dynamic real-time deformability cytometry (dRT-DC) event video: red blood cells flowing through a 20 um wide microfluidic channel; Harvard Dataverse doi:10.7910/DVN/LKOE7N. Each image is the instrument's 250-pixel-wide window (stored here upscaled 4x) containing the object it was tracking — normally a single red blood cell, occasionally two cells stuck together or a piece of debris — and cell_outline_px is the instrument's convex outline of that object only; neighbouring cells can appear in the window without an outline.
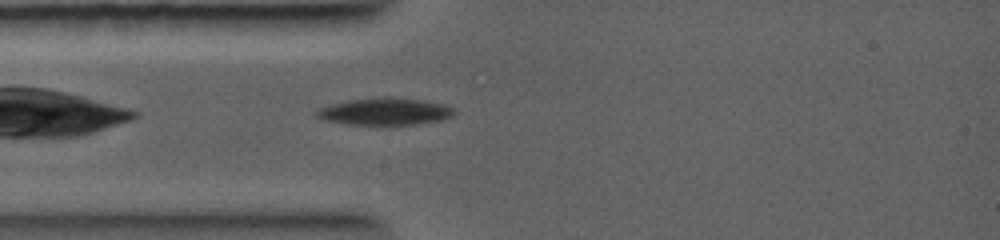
{"species": "common noctule bat (a hibernating species)", "species_latin": "Nyctalus noctula", "temperature_condition": "warm", "stored_images_in_passage": 1, "camera_frame_rate_fps": 5000, "um_per_image_px": 0.085, "animal": {"sex": "female", "body_mass_g": 19.0, "forearm_length_mm": 56.7}, "frame": {"image": 1, "passage_image": 1, "time_ms": 0.0, "image_size_px": [1000, 240], "cell_outline_px": [[456, 112], [452, 116], [440, 120], [416, 124], [388, 128], [348, 124], [324, 120], [316, 116], [312, 112], [316, 108], [328, 104], [348, 100], [380, 96], [392, 96], [424, 100], [444, 104], [452, 108]], "centroid_in_image_um": [32.65, 9.5], "position_along_channel_um": 52.3, "area_um2": 23.06}}